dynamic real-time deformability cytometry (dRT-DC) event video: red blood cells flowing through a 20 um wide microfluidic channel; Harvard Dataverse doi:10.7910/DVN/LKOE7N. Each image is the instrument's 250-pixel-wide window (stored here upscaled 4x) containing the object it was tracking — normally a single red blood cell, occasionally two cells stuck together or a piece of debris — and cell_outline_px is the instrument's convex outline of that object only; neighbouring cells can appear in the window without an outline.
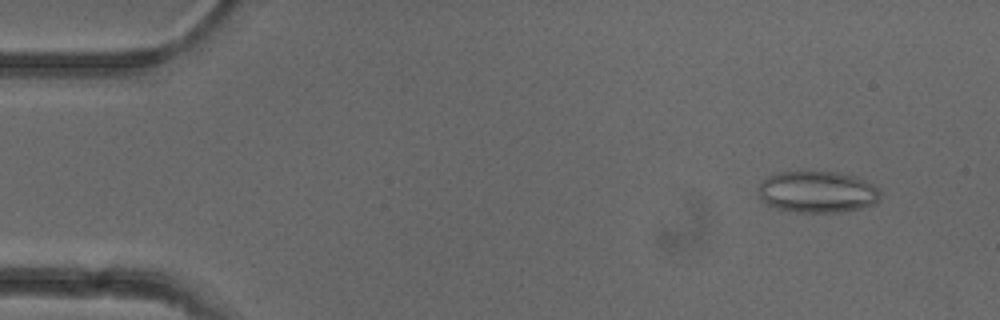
{"species": "common noctule bat (a hibernating species)", "species_latin": "Nyctalus noctula", "temperature_condition": "cold", "stored_images_in_passage": 49, "camera_frame_rate_fps": 3000, "um_per_image_px": 0.085, "animal": {"sex": "female"}, "frame": {"image": 1, "passage_image": 2, "time_ms": 0.333, "image_size_px": [1000, 320], "cell_outline_px": [[880, 200], [876, 204], [860, 208], [840, 212], [796, 212], [776, 208], [760, 200], [760, 184], [768, 176], [780, 172], [836, 172], [856, 176], [880, 188]], "centroid_in_image_um": [69.52, 16.32], "position_along_channel_um": 15.5, "area_um2": 29.54}}
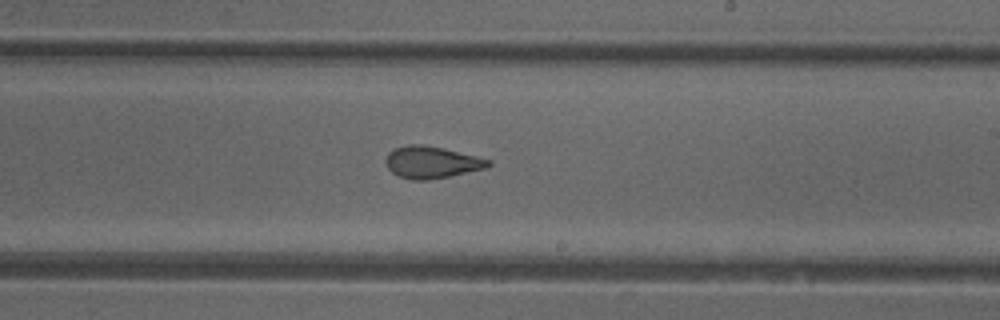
{"frame": {"image": 2, "passage_image": 28, "time_ms": 9.0, "image_size_px": [1000, 320], "cell_outline_px": [[492, 164], [484, 168], [448, 176], [428, 180], [412, 180], [400, 176], [392, 172], [388, 168], [384, 160], [388, 152], [396, 148], [408, 144], [420, 144], [444, 148], [492, 160]], "centroid_in_image_um": [36.66, 13.78], "position_along_channel_um": 252.3, "area_um2": 18.96}}
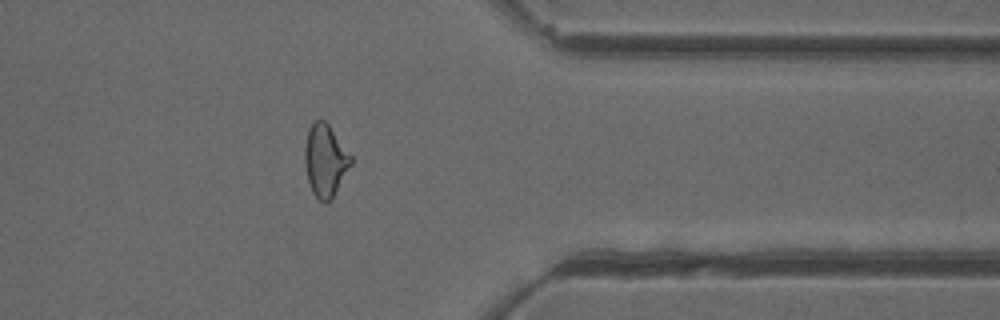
{"frame": {"image": 3, "passage_image": 39, "time_ms": 12.667, "image_size_px": [1000, 320], "cell_outline_px": [[352, 164], [332, 200], [324, 204], [312, 192], [308, 184], [304, 164], [304, 148], [308, 128], [312, 120], [324, 120], [328, 124], [352, 156]], "centroid_in_image_um": [27.63, 13.66], "position_along_channel_um": 383.8, "area_um2": 19.83}, "authors_computed_cell_mechanics": {"area_um2": 20.1722, "velocity_mm_per_s": 3.9444, "shape_relaxation_time_tau1_ms": null, "shape_relaxation_time_tau2_ms": 1.3838, "deformation_change_tau1": null, "deformation_change_tau2": 0.0809}}